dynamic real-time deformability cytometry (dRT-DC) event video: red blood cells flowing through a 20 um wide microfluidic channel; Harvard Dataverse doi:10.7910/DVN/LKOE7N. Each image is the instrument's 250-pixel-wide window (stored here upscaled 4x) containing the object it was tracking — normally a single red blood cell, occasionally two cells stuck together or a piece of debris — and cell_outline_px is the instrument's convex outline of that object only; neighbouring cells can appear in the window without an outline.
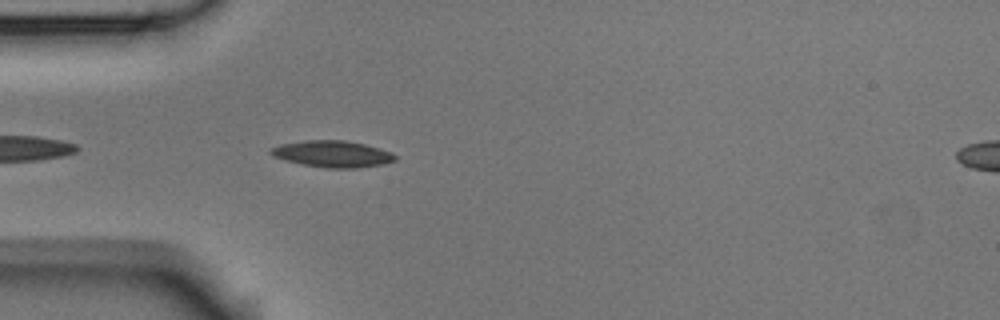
{"species": "Egyptian fruit bat (a non-hibernating species)", "species_latin": "Rousettus aegyptiacus", "temperature_condition": "room temperature", "stored_images_in_passage": 6, "segment_of_instrument_passage": [1, 2], "camera_frame_rate_fps": 3000, "um_per_image_px": 0.085, "animal": {"sex": "male"}, "frame": {"image": 1, "passage_image": 5, "time_ms": 4.667, "image_size_px": [1000, 320], "cell_outline_px": [[396, 160], [384, 164], [356, 168], [328, 168], [304, 164], [284, 160], [272, 156], [268, 152], [272, 148], [280, 144], [304, 140], [344, 140], [364, 144], [380, 148], [392, 152], [396, 156]], "centroid_in_image_um": [28.26, 13.08], "position_along_channel_um": 56.7, "area_um2": 19.25}}